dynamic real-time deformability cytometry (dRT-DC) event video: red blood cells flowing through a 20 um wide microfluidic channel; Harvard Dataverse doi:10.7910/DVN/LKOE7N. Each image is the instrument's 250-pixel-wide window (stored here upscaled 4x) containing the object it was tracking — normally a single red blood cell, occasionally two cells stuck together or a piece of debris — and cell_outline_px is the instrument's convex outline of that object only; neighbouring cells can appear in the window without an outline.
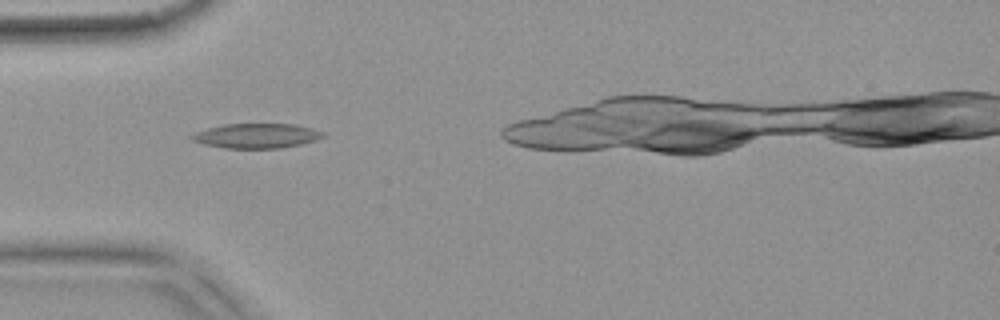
{"species": "common noctule bat (a hibernating species)", "species_latin": "Nyctalus noctula", "temperature_condition": "warm", "stored_images_in_passage": 34, "camera_frame_rate_fps": 3000, "um_per_image_px": 0.085, "animal": {"sex": "female", "body_mass_g": 18.4}, "frame": {"image": 1, "passage_image": 7, "time_ms": 2.0, "image_size_px": [1000, 320], "cell_outline_px": [[324, 136], [316, 140], [300, 144], [280, 148], [224, 148], [204, 144], [192, 140], [188, 136], [196, 132], [208, 128], [224, 124], [296, 124], [312, 128], [324, 132]], "centroid_in_image_um": [21.8, 11.54], "position_along_channel_um": 63.2, "area_um2": 18.84}}
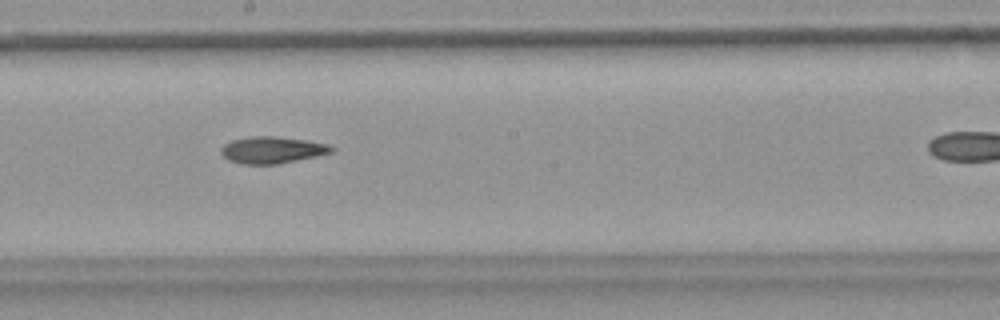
{"frame": {"image": 2, "passage_image": 20, "time_ms": 6.333, "image_size_px": [1000, 320], "cell_outline_px": [[336, 148], [332, 152], [316, 156], [276, 164], [244, 164], [228, 160], [220, 152], [220, 148], [224, 144], [232, 140], [252, 136], [276, 136], [304, 140], [328, 144]], "centroid_in_image_um": [23.12, 12.74], "position_along_channel_um": 225.1, "area_um2": 17.11}}
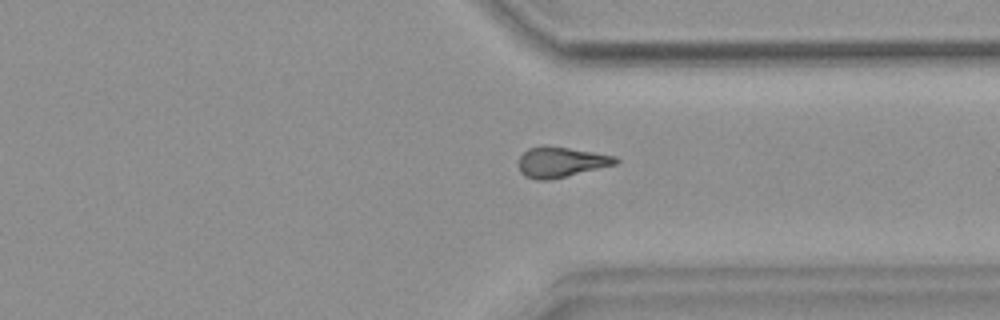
{"frame": {"image": 3, "passage_image": 31, "time_ms": 10.0, "image_size_px": [1000, 320], "cell_outline_px": [[620, 160], [616, 164], [548, 180], [536, 180], [524, 176], [520, 172], [520, 156], [528, 148], [540, 144], [544, 144], [616, 156]], "centroid_in_image_um": [47.65, 13.76], "position_along_channel_um": 363.8, "area_um2": 17.05}}